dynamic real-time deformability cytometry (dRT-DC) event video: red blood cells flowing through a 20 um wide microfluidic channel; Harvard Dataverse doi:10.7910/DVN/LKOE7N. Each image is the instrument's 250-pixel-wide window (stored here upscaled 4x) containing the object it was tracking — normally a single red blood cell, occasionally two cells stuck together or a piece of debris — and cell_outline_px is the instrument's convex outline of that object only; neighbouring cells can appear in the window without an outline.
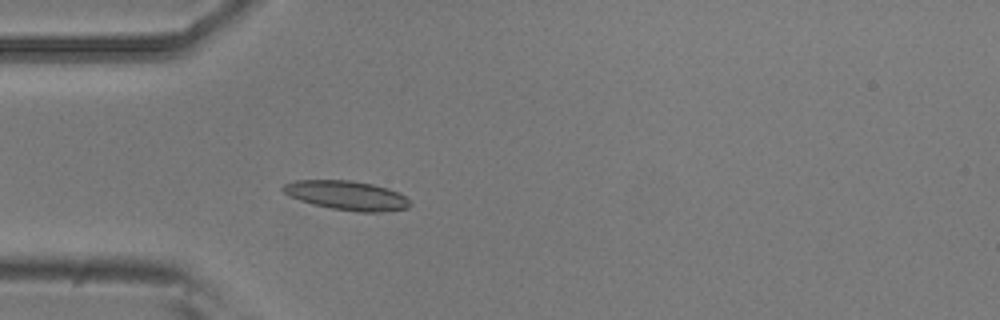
{"species": "common noctule bat (a hibernating species)", "species_latin": "Nyctalus noctula", "temperature_condition": "room temperature", "stored_images_in_passage": 5, "camera_frame_rate_fps": 3000, "um_per_image_px": 0.085, "animal": {"sex": "male", "body_mass_g": 20.5, "forearm_length_mm": 52.5}, "frame": {"image": 1, "passage_image": 5, "time_ms": 1.333, "image_size_px": [1000, 320], "cell_outline_px": [[412, 204], [408, 208], [380, 212], [356, 212], [332, 208], [312, 204], [288, 196], [280, 188], [284, 184], [296, 180], [352, 180], [372, 184], [388, 188], [404, 196]], "centroid_in_image_um": [29.45, 16.61], "position_along_channel_um": 55.5, "area_um2": 21.62}}